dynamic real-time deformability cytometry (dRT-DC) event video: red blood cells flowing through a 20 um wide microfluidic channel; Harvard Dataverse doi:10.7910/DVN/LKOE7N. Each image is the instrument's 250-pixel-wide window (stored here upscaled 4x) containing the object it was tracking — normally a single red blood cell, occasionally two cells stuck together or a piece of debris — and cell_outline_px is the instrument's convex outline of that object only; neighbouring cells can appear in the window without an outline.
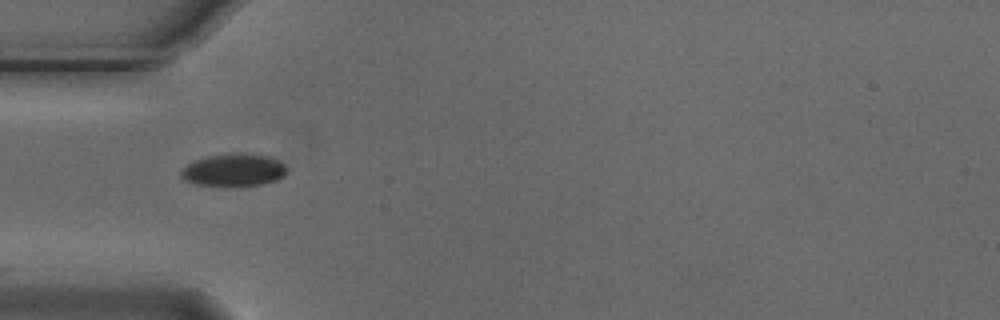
{"species": "Egyptian fruit bat (a non-hibernating species)", "species_latin": "Rousettus aegyptiacus", "temperature_condition": "cold", "stored_images_in_passage": 39, "camera_frame_rate_fps": 3000, "um_per_image_px": 0.085, "animal": {"sex": "male"}, "frame": {"image": 1, "passage_image": 1, "time_ms": 0.0, "image_size_px": [1000, 320], "cell_outline_px": [[288, 172], [284, 176], [276, 180], [260, 184], [224, 188], [196, 184], [184, 180], [180, 176], [180, 172], [188, 164], [196, 160], [208, 156], [268, 156], [284, 164], [288, 168]], "centroid_in_image_um": [19.85, 14.54], "position_along_channel_um": 65.2, "area_um2": 19.59}}
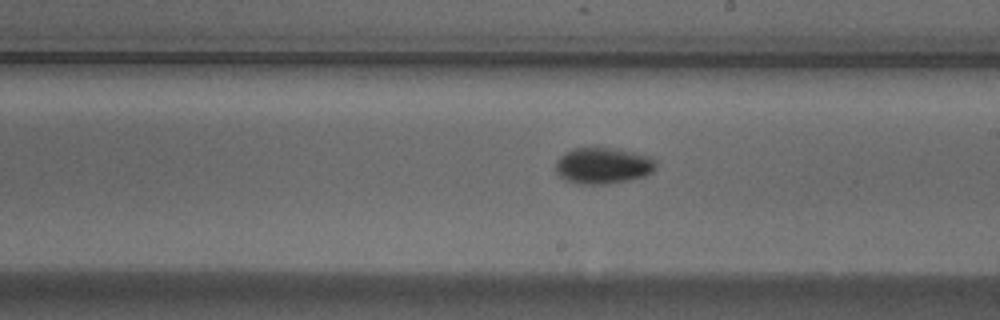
{"frame": {"image": 2, "passage_image": 15, "time_ms": 4.667, "image_size_px": [1000, 320], "cell_outline_px": [[656, 168], [648, 176], [632, 180], [608, 184], [580, 184], [568, 180], [560, 176], [556, 172], [556, 160], [560, 156], [572, 148], [616, 148], [652, 156], [656, 160]], "centroid_in_image_um": [51.32, 14.08], "position_along_channel_um": 237.7, "area_um2": 21.5}}
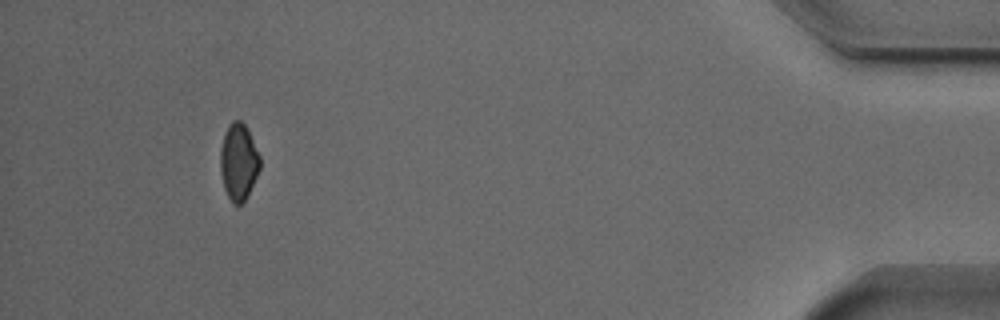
{"frame": {"image": 3, "passage_image": 35, "time_ms": 11.333, "image_size_px": [1000, 320], "cell_outline_px": [[260, 168], [244, 200], [240, 204], [232, 204], [224, 188], [220, 168], [220, 148], [228, 124], [232, 120], [240, 120], [244, 124], [260, 156]], "centroid_in_image_um": [20.26, 13.74], "position_along_channel_um": 414.9, "area_um2": 17.34}}